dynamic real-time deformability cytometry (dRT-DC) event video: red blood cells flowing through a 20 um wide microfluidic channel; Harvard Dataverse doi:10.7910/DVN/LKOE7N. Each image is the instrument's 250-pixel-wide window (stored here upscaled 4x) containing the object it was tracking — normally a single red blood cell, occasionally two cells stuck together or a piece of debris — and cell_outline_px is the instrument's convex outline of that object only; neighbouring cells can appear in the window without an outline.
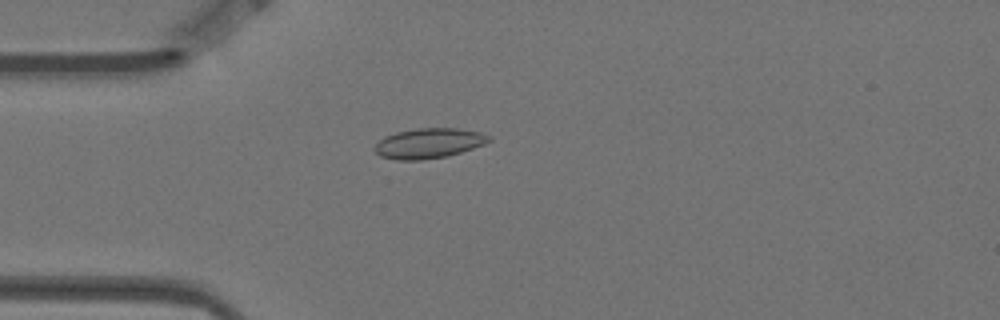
{"species": "Egyptian fruit bat (a non-hibernating species)", "species_latin": "Rousettus aegyptiacus", "temperature_condition": "warm", "stored_images_in_passage": 5, "camera_frame_rate_fps": 3000, "um_per_image_px": 0.085, "animal": {"sex": "female"}, "frame": {"image": 1, "passage_image": 4, "time_ms": 1.0, "image_size_px": [1000, 320], "cell_outline_px": [[492, 140], [484, 144], [448, 156], [420, 160], [396, 160], [380, 156], [372, 148], [384, 136], [396, 132], [416, 128], [456, 128], [480, 132], [492, 136]], "centroid_in_image_um": [36.44, 12.17], "position_along_channel_um": 48.6, "area_um2": 20.11}}